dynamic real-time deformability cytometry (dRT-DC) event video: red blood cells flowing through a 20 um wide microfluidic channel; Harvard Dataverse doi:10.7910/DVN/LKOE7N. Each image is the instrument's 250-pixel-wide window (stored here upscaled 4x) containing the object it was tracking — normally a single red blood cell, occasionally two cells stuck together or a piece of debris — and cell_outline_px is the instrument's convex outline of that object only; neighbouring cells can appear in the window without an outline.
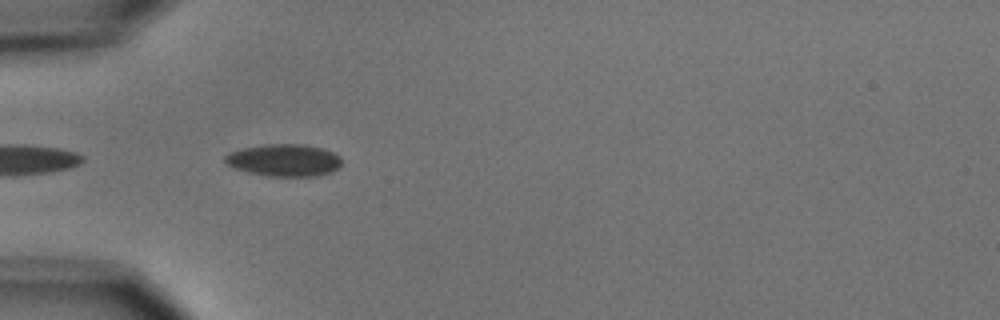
{"species": "common noctule bat (a hibernating species)", "species_latin": "Nyctalus noctula", "temperature_condition": "cold", "stored_images_in_passage": 3, "camera_frame_rate_fps": 3000, "um_per_image_px": 0.085, "animal": {"sex": "male", "body_mass_g": 15.6}, "frame": {"image": 1, "passage_image": 2, "time_ms": 1.0, "image_size_px": [1000, 320], "cell_outline_px": [[340, 168], [332, 172], [316, 176], [268, 176], [248, 172], [236, 168], [228, 164], [224, 160], [224, 156], [228, 152], [244, 148], [264, 144], [304, 144], [324, 148], [340, 156]], "centroid_in_image_um": [24.17, 13.61], "position_along_channel_um": 60.8, "area_um2": 21.96}}